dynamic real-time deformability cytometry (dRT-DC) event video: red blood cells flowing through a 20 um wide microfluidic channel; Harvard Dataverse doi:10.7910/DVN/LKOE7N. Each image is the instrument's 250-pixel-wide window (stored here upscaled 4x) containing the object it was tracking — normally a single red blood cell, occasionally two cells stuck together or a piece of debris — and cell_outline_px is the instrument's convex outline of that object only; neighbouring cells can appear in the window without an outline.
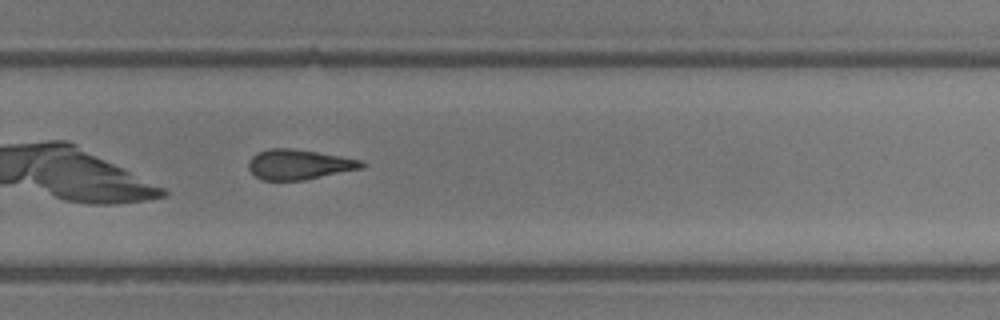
{"species": "common noctule bat (a hibernating species)", "species_latin": "Nyctalus noctula", "temperature_condition": "room temperature", "stored_images_in_passage": 26, "camera_frame_rate_fps": 3000, "um_per_image_px": 0.085, "animal": {"sex": "male", "body_mass_g": 13.3}, "frame": {"image": 1, "passage_image": 15, "time_ms": 4.667, "image_size_px": [1000, 320], "cell_outline_px": [[368, 164], [364, 168], [304, 180], [260, 180], [248, 168], [248, 160], [256, 152], [268, 148], [288, 148], [316, 152], [364, 160]], "centroid_in_image_um": [25.43, 13.98], "position_along_channel_um": 304.4, "area_um2": 20.0}}
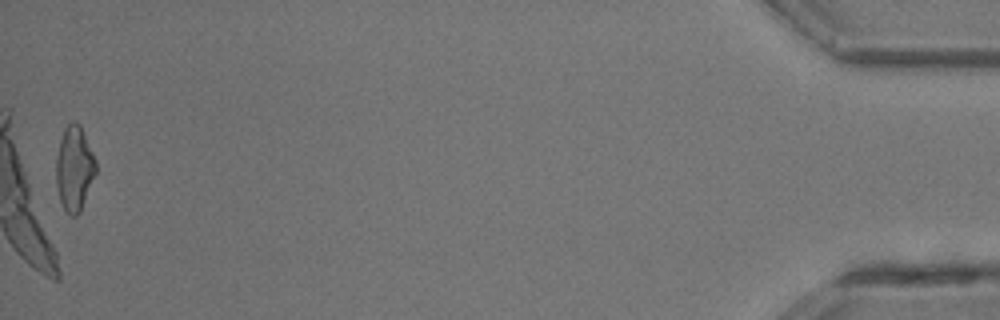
{"frame": {"image": 2, "passage_image": 26, "time_ms": 8.333, "image_size_px": [1000, 320], "cell_outline_px": [[96, 172], [80, 212], [76, 216], [72, 216], [64, 208], [60, 200], [56, 184], [56, 160], [60, 140], [64, 128], [72, 120], [76, 120], [80, 124], [96, 160]], "centroid_in_image_um": [6.32, 14.28], "position_along_channel_um": 428.9, "area_um2": 19.54}}